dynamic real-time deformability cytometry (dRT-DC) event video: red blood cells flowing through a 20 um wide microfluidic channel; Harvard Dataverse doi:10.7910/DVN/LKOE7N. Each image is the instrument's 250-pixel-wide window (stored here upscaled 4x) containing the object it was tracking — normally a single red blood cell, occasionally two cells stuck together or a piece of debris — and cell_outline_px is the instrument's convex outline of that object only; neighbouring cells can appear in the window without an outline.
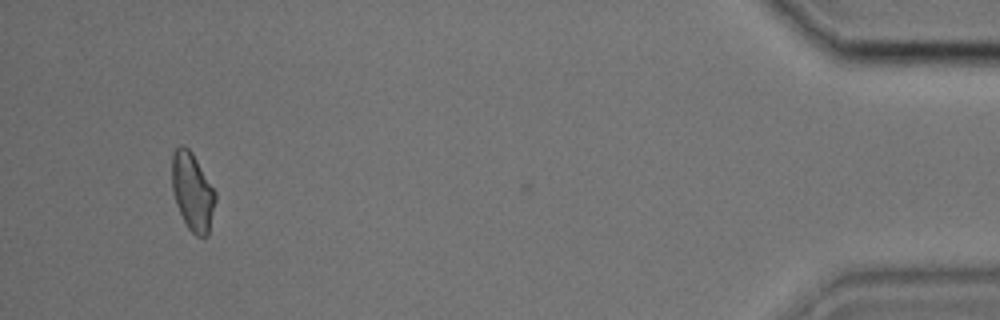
{"species": "common noctule bat (a hibernating species)", "species_latin": "Nyctalus noctula", "temperature_condition": "cold", "stored_images_in_passage": 30, "camera_frame_rate_fps": 3000, "um_per_image_px": 0.085, "animal": {"sex": "male", "body_mass_g": 17.9, "forearm_length_mm": 54.2}, "frame": {"image": 1, "passage_image": 29, "time_ms": 9.333, "image_size_px": [1000, 320], "cell_outline_px": [[216, 200], [208, 236], [196, 236], [188, 228], [176, 204], [172, 192], [172, 152], [180, 144], [184, 144], [192, 152], [216, 192]], "centroid_in_image_um": [16.36, 16.27], "position_along_channel_um": 418.8, "area_um2": 19.83}}